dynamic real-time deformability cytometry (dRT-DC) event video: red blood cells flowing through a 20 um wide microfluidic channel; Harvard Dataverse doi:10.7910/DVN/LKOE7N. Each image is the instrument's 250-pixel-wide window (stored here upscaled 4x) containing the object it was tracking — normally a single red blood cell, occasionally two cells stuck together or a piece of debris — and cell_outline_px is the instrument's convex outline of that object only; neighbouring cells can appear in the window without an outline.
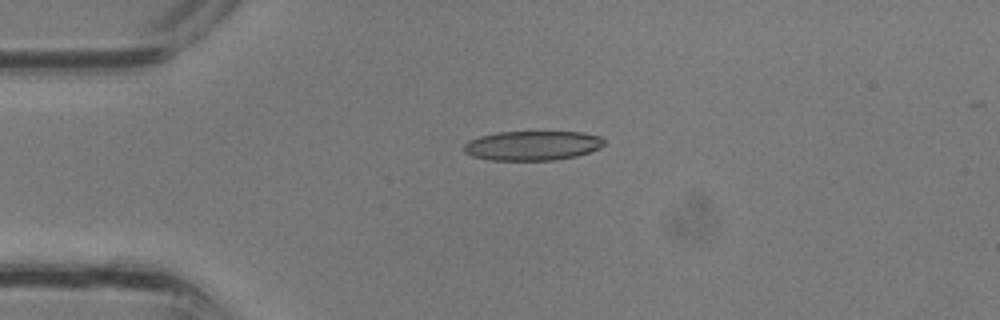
{"species": "common noctule bat (a hibernating species)", "species_latin": "Nyctalus noctula", "temperature_condition": "room temperature", "stored_images_in_passage": 34, "camera_frame_rate_fps": 3000, "um_per_image_px": 0.085, "animal": {"sex": "male", "body_mass_g": 13.3}, "frame": {"image": 1, "passage_image": 8, "time_ms": 2.333, "image_size_px": [1000, 320], "cell_outline_px": [[604, 144], [600, 148], [576, 156], [556, 160], [488, 160], [472, 156], [464, 152], [464, 144], [468, 140], [480, 136], [496, 132], [580, 132], [600, 136], [604, 140]], "centroid_in_image_um": [45.23, 12.38], "position_along_channel_um": 39.8, "area_um2": 24.16}}
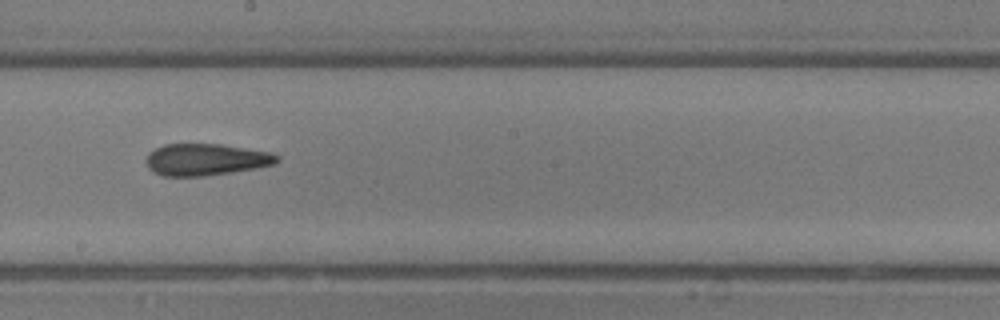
{"frame": {"image": 2, "passage_image": 19, "time_ms": 6.0, "image_size_px": [1000, 320], "cell_outline_px": [[280, 160], [276, 164], [256, 168], [232, 172], [204, 176], [164, 176], [148, 168], [144, 160], [148, 152], [164, 144], [220, 144], [272, 152], [280, 156]], "centroid_in_image_um": [17.51, 13.56], "position_along_channel_um": 230.7, "area_um2": 24.45}}
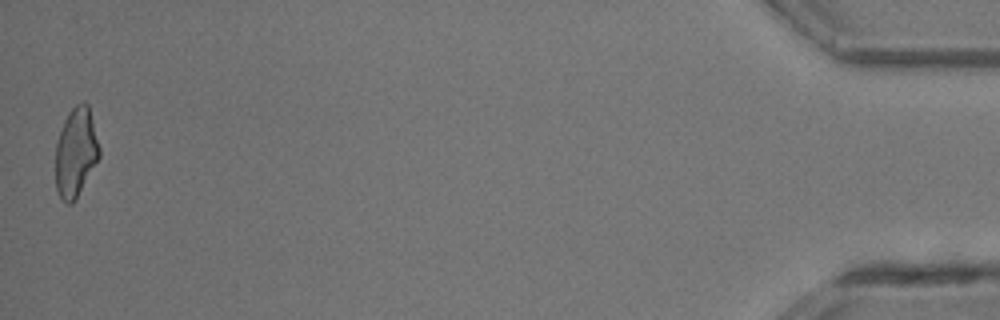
{"frame": {"image": 3, "passage_image": 34, "time_ms": 11.0, "image_size_px": [1000, 320], "cell_outline_px": [[100, 156], [76, 200], [72, 204], [68, 204], [60, 196], [56, 188], [56, 144], [64, 120], [68, 112], [76, 104], [84, 100], [88, 104], [100, 148]], "centroid_in_image_um": [6.45, 12.94], "position_along_channel_um": 428.7, "area_um2": 22.72}}